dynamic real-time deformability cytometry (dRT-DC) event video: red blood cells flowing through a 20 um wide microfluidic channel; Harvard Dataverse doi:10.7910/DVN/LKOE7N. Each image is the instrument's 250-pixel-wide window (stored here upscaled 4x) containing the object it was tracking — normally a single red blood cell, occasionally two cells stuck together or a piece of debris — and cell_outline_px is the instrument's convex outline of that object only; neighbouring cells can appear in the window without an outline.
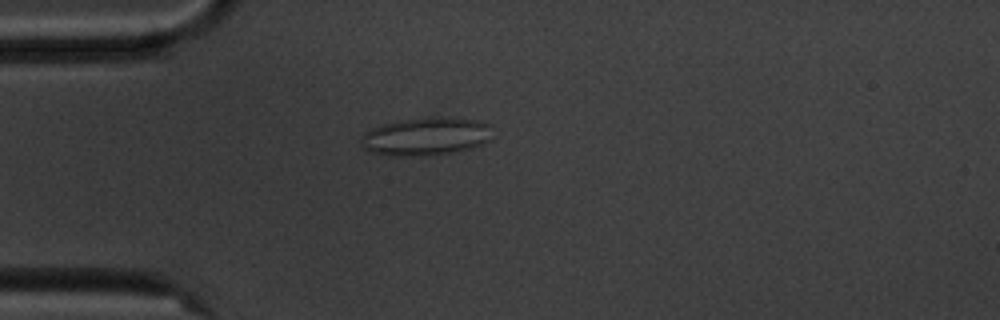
{"species": "common noctule bat (a hibernating species)", "species_latin": "Nyctalus noctula", "temperature_condition": "cold", "stored_images_in_passage": 56, "camera_frame_rate_fps": 3000, "um_per_image_px": 0.085, "animal": {"sex": "male", "body_mass_g": 20.1, "forearm_length_mm": 53.5}, "frame": {"image": 1, "passage_image": 15, "time_ms": 4.667, "image_size_px": [1000, 320], "cell_outline_px": [[488, 140], [480, 144], [468, 148], [452, 152], [432, 156], [392, 156], [372, 152], [364, 148], [360, 140], [360, 136], [364, 132], [372, 128], [384, 124], [404, 120], [448, 116], [476, 120], [488, 124]], "centroid_in_image_um": [36.13, 11.61], "position_along_channel_um": 48.9, "area_um2": 28.73}}
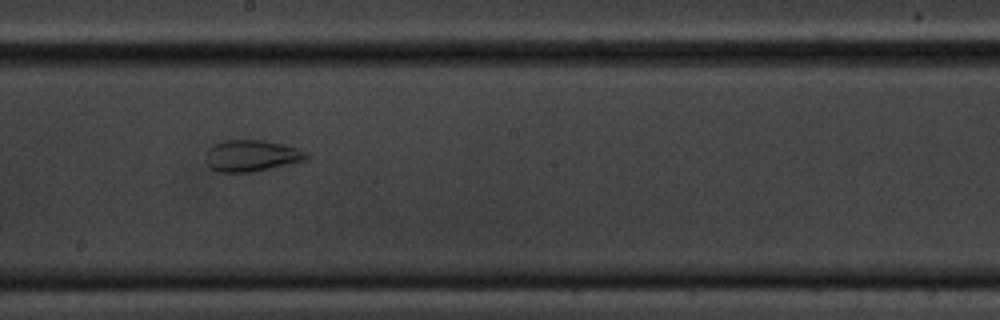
{"frame": {"image": 2, "passage_image": 31, "time_ms": 10.0, "image_size_px": [1000, 320], "cell_outline_px": [[312, 156], [304, 160], [288, 164], [252, 172], [220, 172], [212, 168], [208, 164], [208, 152], [216, 144], [224, 140], [264, 140], [296, 148], [308, 152]], "centroid_in_image_um": [21.45, 13.24], "position_along_channel_um": 226.7, "area_um2": 17.98}}
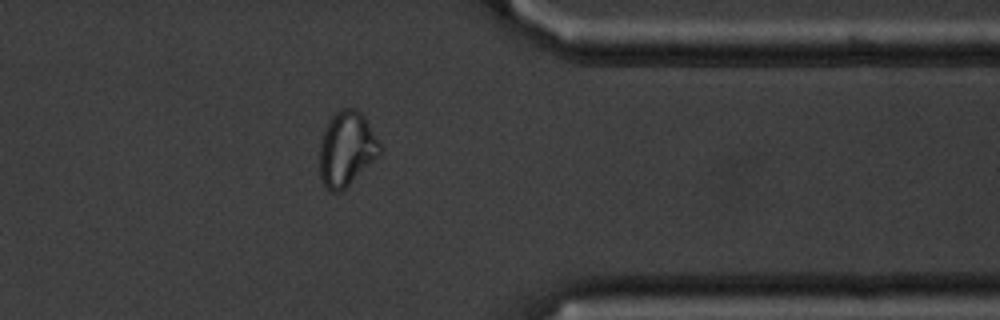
{"frame": {"image": 3, "passage_image": 45, "time_ms": 14.667, "image_size_px": [1000, 320], "cell_outline_px": [[380, 156], [340, 192], [332, 192], [324, 184], [320, 176], [320, 144], [328, 120], [340, 108], [356, 108], [364, 116], [380, 144]], "centroid_in_image_um": [29.46, 12.64], "position_along_channel_um": 381.9, "area_um2": 25.95}}